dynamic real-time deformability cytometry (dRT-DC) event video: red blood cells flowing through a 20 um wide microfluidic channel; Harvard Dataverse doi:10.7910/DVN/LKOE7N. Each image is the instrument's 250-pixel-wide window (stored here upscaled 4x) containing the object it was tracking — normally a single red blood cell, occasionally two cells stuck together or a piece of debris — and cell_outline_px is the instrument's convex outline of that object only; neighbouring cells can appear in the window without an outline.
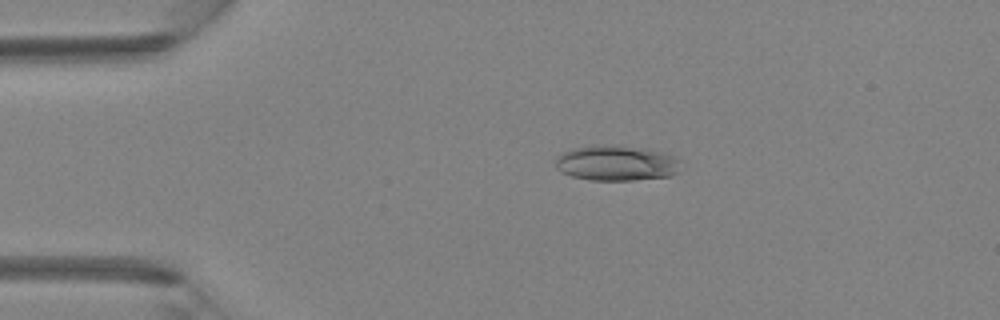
{"species": "Egyptian fruit bat (a non-hibernating species)", "species_latin": "Rousettus aegyptiacus", "temperature_condition": "room temperature", "stored_images_in_passage": 2, "camera_frame_rate_fps": 3000, "um_per_image_px": 0.085, "animal": {"sex": "female"}, "frame": {"image": 1, "passage_image": 1, "time_ms": 0.0, "image_size_px": [1000, 320], "cell_outline_px": [[680, 172], [668, 176], [636, 180], [588, 180], [572, 176], [560, 172], [556, 168], [556, 156], [572, 148], [648, 148], [664, 152], [676, 156], [680, 160]], "centroid_in_image_um": [52.46, 13.92], "position_along_channel_um": 32.5, "area_um2": 25.14}}